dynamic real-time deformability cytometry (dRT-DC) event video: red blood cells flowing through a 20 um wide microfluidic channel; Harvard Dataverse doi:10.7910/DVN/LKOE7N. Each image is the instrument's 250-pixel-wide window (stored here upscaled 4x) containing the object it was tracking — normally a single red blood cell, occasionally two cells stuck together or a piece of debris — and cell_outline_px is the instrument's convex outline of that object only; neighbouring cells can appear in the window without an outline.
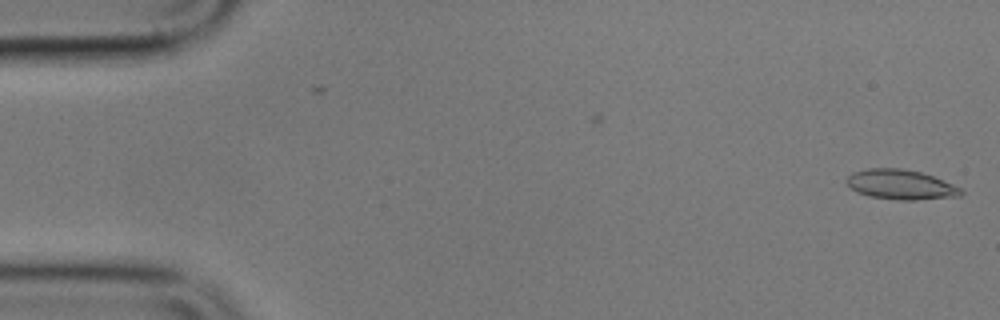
{"species": "common noctule bat (a hibernating species)", "species_latin": "Nyctalus noctula", "temperature_condition": "cold", "stored_images_in_passage": 3, "camera_frame_rate_fps": 3000, "um_per_image_px": 0.085, "animal": {"sex": "male", "body_mass_g": 17.9}, "frame": {"image": 1, "passage_image": 1, "time_ms": 0.0, "image_size_px": [1000, 320], "cell_outline_px": [[964, 192], [960, 196], [916, 200], [896, 200], [868, 196], [856, 192], [844, 180], [852, 172], [868, 168], [900, 168], [920, 172], [932, 176], [952, 184], [960, 188]], "centroid_in_image_um": [76.53, 15.69], "position_along_channel_um": 8.5, "area_um2": 19.88}}